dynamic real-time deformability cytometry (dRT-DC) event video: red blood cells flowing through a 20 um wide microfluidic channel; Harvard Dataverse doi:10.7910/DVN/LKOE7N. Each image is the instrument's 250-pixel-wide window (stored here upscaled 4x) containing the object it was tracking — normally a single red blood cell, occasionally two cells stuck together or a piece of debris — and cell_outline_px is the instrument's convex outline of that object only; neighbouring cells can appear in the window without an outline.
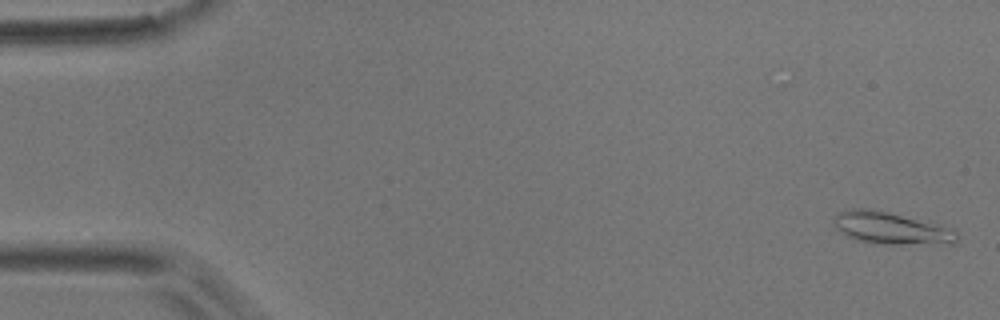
{"species": "common noctule bat (a hibernating species)", "species_latin": "Nyctalus noctula", "temperature_condition": "room temperature", "stored_images_in_passage": 53, "camera_frame_rate_fps": 3000, "um_per_image_px": 0.085, "animal": {"sex": "male", "body_mass_g": 17.9}, "frame": {"image": 1, "passage_image": 2, "time_ms": 0.333, "image_size_px": [1000, 320], "cell_outline_px": [[956, 244], [872, 244], [856, 240], [840, 232], [836, 228], [832, 220], [832, 216], [836, 212], [852, 208], [872, 208], [956, 228]], "centroid_in_image_um": [75.72, 19.39], "position_along_channel_um": 9.3, "area_um2": 23.64}}
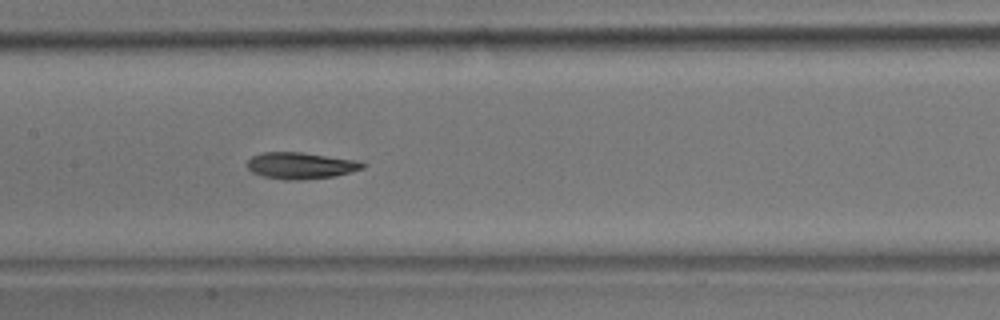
{"frame": {"image": 2, "passage_image": 26, "time_ms": 8.333, "image_size_px": [1000, 320], "cell_outline_px": [[364, 168], [332, 176], [304, 180], [284, 180], [264, 176], [252, 172], [248, 168], [248, 160], [252, 156], [264, 152], [300, 152], [360, 160], [364, 164]], "centroid_in_image_um": [25.56, 14.07], "position_along_channel_um": 181.8, "area_um2": 17.74}}
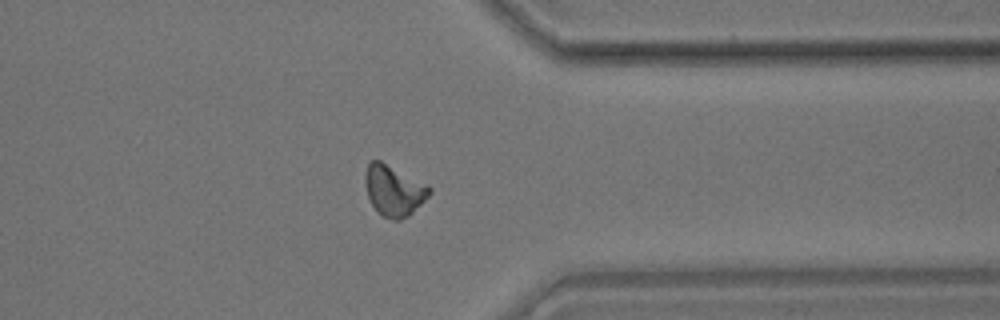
{"frame": {"image": 3, "passage_image": 42, "time_ms": 13.667, "image_size_px": [1000, 320], "cell_outline_px": [[432, 192], [408, 216], [400, 220], [392, 220], [380, 216], [376, 212], [368, 196], [364, 184], [364, 176], [368, 164], [372, 160], [380, 160], [428, 184], [432, 188]], "centroid_in_image_um": [33.46, 16.2], "position_along_channel_um": 377.9, "area_um2": 19.19}, "authors_computed_cell_mechanics": {"area_um2": 18.0336, "velocity_mm_per_s": 3.7945, "shape_relaxation_time_tau1_ms": 6.0901, "shape_relaxation_time_tau2_ms": 2.8599, "deformation_change_tau1": 0.1583, "deformation_change_tau2": 0.0817}}